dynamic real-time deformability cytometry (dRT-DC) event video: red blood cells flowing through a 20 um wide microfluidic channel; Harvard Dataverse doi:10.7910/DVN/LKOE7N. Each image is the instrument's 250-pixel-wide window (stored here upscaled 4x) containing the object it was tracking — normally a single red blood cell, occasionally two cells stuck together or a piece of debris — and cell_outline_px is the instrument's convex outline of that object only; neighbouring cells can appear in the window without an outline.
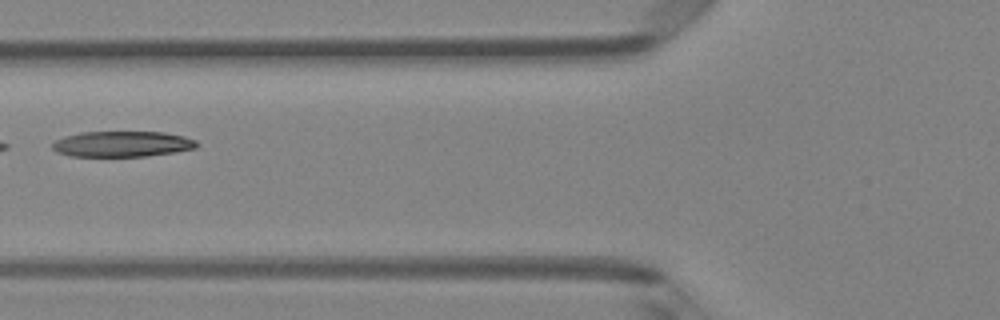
{"species": "Egyptian fruit bat (a non-hibernating species)", "species_latin": "Rousettus aegyptiacus", "temperature_condition": "room temperature", "stored_images_in_passage": 6, "camera_frame_rate_fps": 3000, "um_per_image_px": 0.085, "animal": {"sex": "female"}, "frame": {"image": 1, "passage_image": 5, "time_ms": 1.333, "image_size_px": [1000, 320], "cell_outline_px": [[200, 144], [196, 148], [176, 152], [144, 156], [68, 156], [56, 152], [52, 148], [52, 144], [56, 140], [64, 136], [80, 132], [164, 132], [184, 136], [196, 140]], "centroid_in_image_um": [10.4, 12.24], "position_along_channel_um": 115.4, "area_um2": 21.73}}
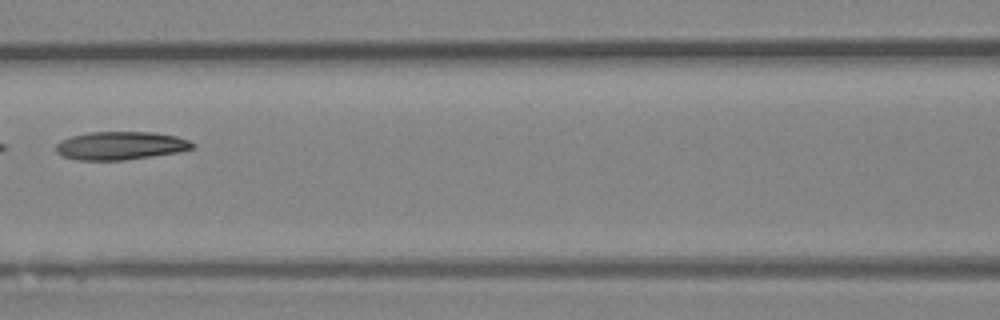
{"frame": {"image": 2, "passage_image": 6, "time_ms": 1.667, "image_size_px": [1000, 320], "cell_outline_px": [[196, 144], [192, 148], [180, 152], [124, 160], [76, 160], [64, 156], [56, 152], [56, 144], [60, 140], [72, 136], [88, 132], [152, 132], [176, 136], [188, 140]], "centroid_in_image_um": [10.24, 12.38], "position_along_channel_um": 156.4, "area_um2": 22.43}}